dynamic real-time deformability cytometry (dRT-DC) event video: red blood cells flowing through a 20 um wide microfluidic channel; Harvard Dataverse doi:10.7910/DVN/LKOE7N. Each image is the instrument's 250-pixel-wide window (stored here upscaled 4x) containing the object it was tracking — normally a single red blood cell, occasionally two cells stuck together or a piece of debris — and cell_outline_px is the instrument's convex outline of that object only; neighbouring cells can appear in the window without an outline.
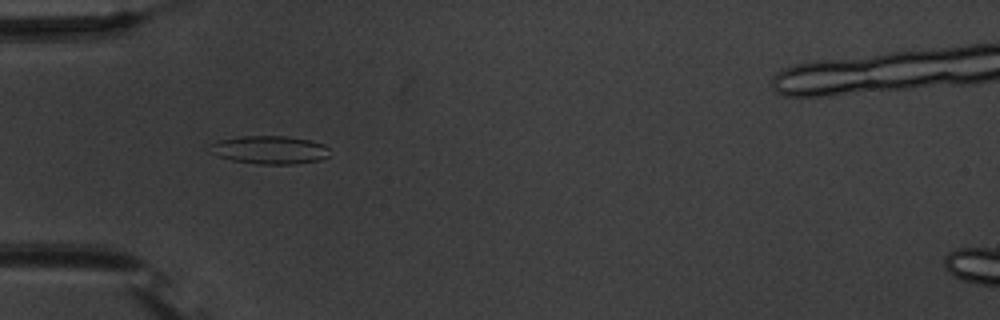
{"species": "common noctule bat (a hibernating species)", "species_latin": "Nyctalus noctula", "temperature_condition": "warm", "stored_images_in_passage": 41, "segment_of_instrument_passage": [1, 2], "camera_frame_rate_fps": 3000, "um_per_image_px": 0.085, "animal": {"sex": "male", "body_mass_g": 20.1, "forearm_length_mm": 53.5}, "frame": {"image": 1, "passage_image": 4, "time_ms": 1.0, "image_size_px": [1000, 320], "cell_outline_px": [[328, 156], [320, 160], [296, 164], [260, 164], [232, 160], [208, 152], [208, 144], [220, 140], [240, 136], [288, 136], [308, 140], [324, 144], [328, 148]], "centroid_in_image_um": [22.89, 12.73], "position_along_channel_um": 62.1, "area_um2": 19.71}}
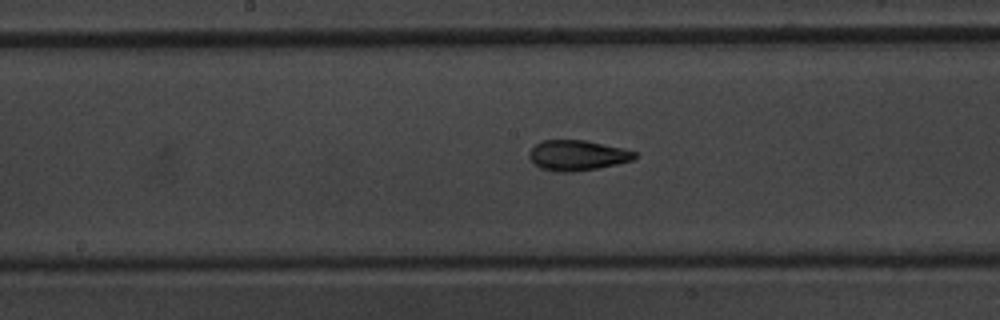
{"frame": {"image": 2, "passage_image": 15, "time_ms": 4.667, "image_size_px": [1000, 320], "cell_outline_px": [[636, 156], [632, 160], [616, 164], [596, 168], [572, 172], [556, 172], [540, 168], [528, 156], [528, 152], [536, 144], [544, 140], [584, 140], [620, 148], [636, 152]], "centroid_in_image_um": [49.03, 13.21], "position_along_channel_um": 199.2, "area_um2": 18.32}}
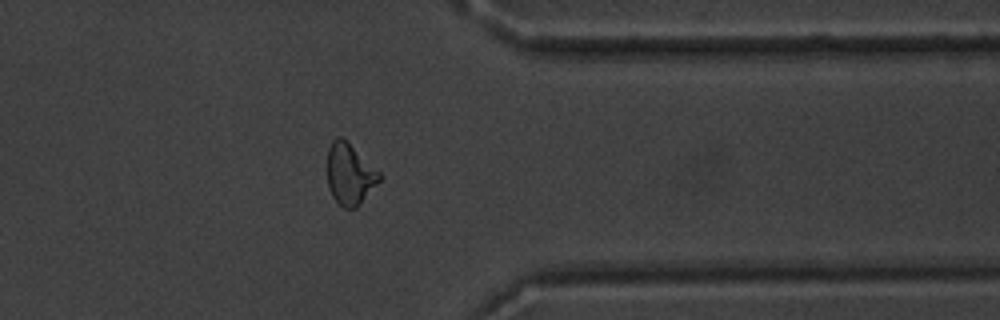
{"frame": {"image": 3, "passage_image": 30, "time_ms": 9.667, "image_size_px": [1000, 320], "cell_outline_px": [[384, 176], [360, 204], [356, 208], [344, 208], [332, 196], [328, 184], [328, 148], [332, 140], [336, 136], [344, 136]], "centroid_in_image_um": [29.75, 14.75], "position_along_channel_um": 381.7, "area_um2": 18.84}}